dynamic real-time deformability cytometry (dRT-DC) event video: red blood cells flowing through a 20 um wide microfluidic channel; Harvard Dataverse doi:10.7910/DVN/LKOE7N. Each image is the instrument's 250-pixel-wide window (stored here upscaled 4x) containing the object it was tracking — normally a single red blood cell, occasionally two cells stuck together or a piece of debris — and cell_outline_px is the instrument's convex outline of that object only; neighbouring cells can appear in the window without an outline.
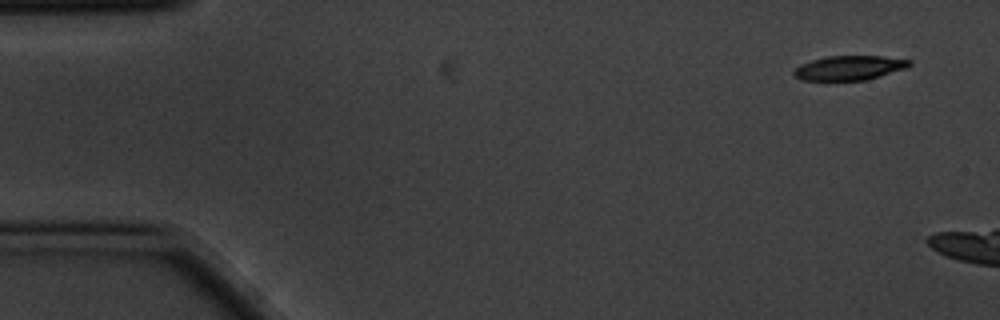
{"species": "common noctule bat (a hibernating species)", "species_latin": "Nyctalus noctula", "temperature_condition": "cold", "stored_images_in_passage": 4, "camera_frame_rate_fps": 3000, "um_per_image_px": 0.085, "animal": {"sex": "male", "body_mass_g": 20.1, "forearm_length_mm": 53.5}, "frame": {"image": 1, "passage_image": 1, "time_ms": 0.0, "image_size_px": [1000, 320], "cell_outline_px": [[912, 64], [908, 68], [880, 76], [864, 80], [800, 80], [792, 72], [800, 64], [812, 60], [828, 56], [884, 56], [912, 60]], "centroid_in_image_um": [72.23, 5.76], "position_along_channel_um": 12.8, "area_um2": 16.47}}